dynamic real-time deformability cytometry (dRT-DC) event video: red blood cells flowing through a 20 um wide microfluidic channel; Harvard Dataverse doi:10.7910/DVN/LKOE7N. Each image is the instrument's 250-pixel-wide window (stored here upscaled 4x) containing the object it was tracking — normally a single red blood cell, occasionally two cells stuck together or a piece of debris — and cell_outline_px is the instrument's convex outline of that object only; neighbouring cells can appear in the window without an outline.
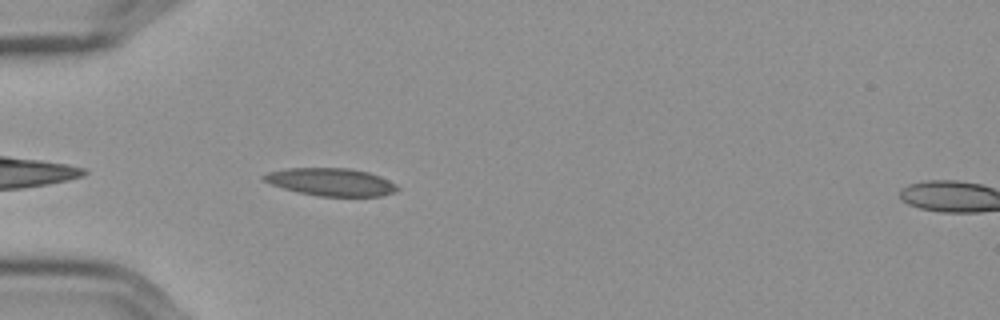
{"species": "Egyptian fruit bat (a non-hibernating species)", "species_latin": "Rousettus aegyptiacus", "temperature_condition": "cold", "stored_images_in_passage": 42, "camera_frame_rate_fps": 3000, "um_per_image_px": 0.085, "frame": {"image": 1, "passage_image": 3, "time_ms": 0.667, "image_size_px": [1000, 320], "cell_outline_px": [[400, 188], [396, 192], [380, 196], [320, 196], [300, 192], [284, 188], [272, 184], [264, 180], [260, 176], [268, 172], [288, 168], [348, 168], [368, 172], [380, 176], [396, 184]], "centroid_in_image_um": [28.16, 15.46], "position_along_channel_um": 56.8, "area_um2": 21.39}}
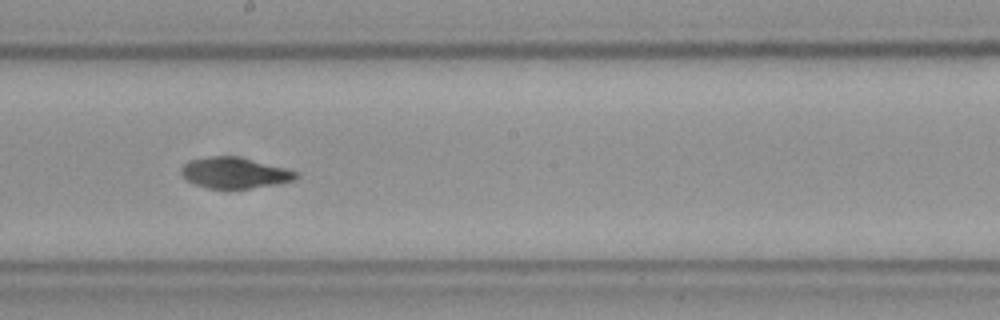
{"frame": {"image": 2, "passage_image": 18, "time_ms": 5.667, "image_size_px": [1000, 320], "cell_outline_px": [[300, 176], [292, 180], [276, 184], [252, 188], [208, 188], [192, 184], [184, 180], [180, 172], [180, 168], [188, 160], [208, 156], [232, 156], [252, 160], [284, 168], [296, 172]], "centroid_in_image_um": [19.84, 14.7], "position_along_channel_um": 228.4, "area_um2": 20.58}}
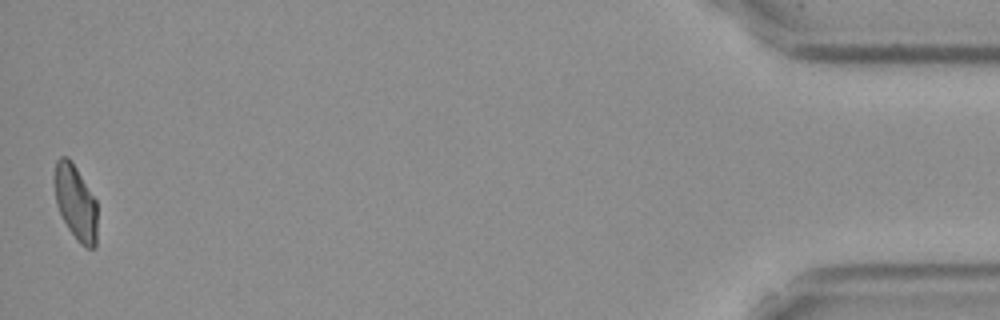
{"frame": {"image": 3, "passage_image": 42, "time_ms": 13.667, "image_size_px": [1000, 320], "cell_outline_px": [[96, 248], [88, 248], [80, 244], [76, 240], [68, 228], [56, 204], [52, 176], [56, 160], [60, 156], [68, 156], [72, 160], [96, 200]], "centroid_in_image_um": [6.39, 17.15], "position_along_channel_um": 428.8, "area_um2": 19.07}, "authors_computed_cell_mechanics": {"area_um2": 20.23, "velocity_mm_per_s": 3.5797, "shape_relaxation_time_tau1_ms": 9.3346, "shape_relaxation_time_tau2_ms": 2.7705, "deformation_change_tau1": 0.185, "deformation_change_tau2": 0.099}}